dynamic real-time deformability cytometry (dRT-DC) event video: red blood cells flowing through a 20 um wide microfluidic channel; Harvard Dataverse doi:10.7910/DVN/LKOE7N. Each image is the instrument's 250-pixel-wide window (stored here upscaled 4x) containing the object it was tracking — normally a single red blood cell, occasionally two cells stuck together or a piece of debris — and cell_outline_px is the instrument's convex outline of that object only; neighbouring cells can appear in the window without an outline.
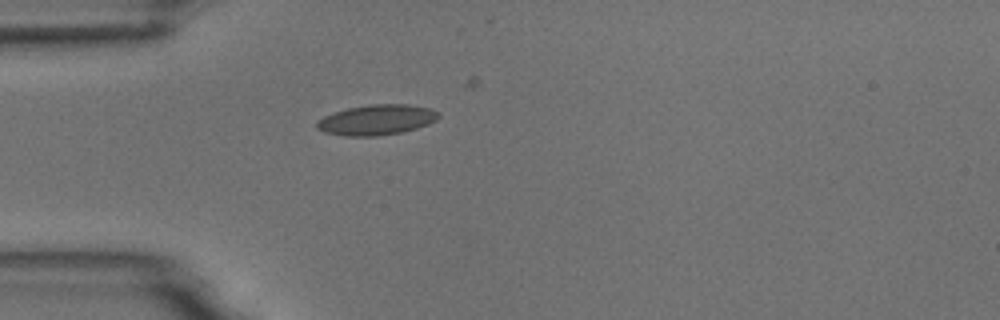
{"species": "common noctule bat (a hibernating species)", "species_latin": "Nyctalus noctula", "temperature_condition": "room temperature", "stored_images_in_passage": 3, "camera_frame_rate_fps": 3000, "um_per_image_px": 0.085, "animal": {"sex": "male", "body_mass_g": 18.8}, "frame": {"image": 1, "passage_image": 3, "time_ms": 2.333, "image_size_px": [1000, 320], "cell_outline_px": [[440, 116], [436, 120], [428, 124], [416, 128], [400, 132], [380, 136], [344, 136], [324, 132], [316, 128], [316, 120], [324, 116], [348, 108], [372, 104], [408, 104], [432, 108], [440, 112]], "centroid_in_image_um": [32.03, 10.18], "position_along_channel_um": 53.0, "area_um2": 21.62}}